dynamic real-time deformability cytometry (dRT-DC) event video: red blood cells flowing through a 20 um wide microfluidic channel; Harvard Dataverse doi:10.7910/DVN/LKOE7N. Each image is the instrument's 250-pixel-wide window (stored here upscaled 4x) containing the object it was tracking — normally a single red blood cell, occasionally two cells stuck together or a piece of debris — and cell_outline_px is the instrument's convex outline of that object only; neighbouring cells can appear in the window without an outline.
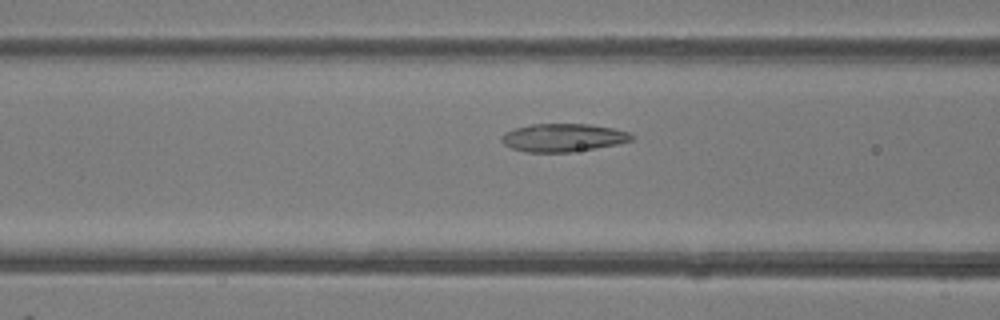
{"species": "common noctule bat (a hibernating species)", "species_latin": "Nyctalus noctula", "temperature_condition": "room temperature", "stored_images_in_passage": 33, "camera_frame_rate_fps": 3000, "um_per_image_px": 0.085, "animal": {"sex": "female"}, "frame": {"image": 1, "passage_image": 4, "time_ms": 1.0, "image_size_px": [1000, 320], "cell_outline_px": [[636, 136], [632, 140], [620, 144], [572, 152], [528, 152], [512, 148], [504, 144], [500, 140], [500, 136], [504, 132], [516, 128], [532, 124], [588, 124], [612, 128], [628, 132]], "centroid_in_image_um": [47.88, 11.7], "position_along_channel_um": 118.7, "area_um2": 21.33}}
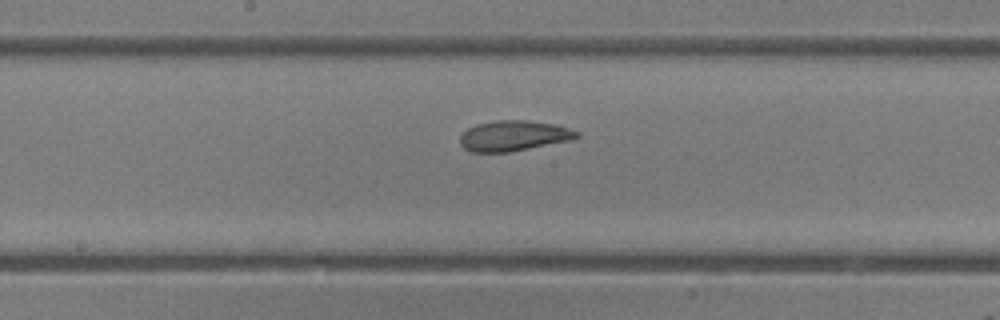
{"frame": {"image": 2, "passage_image": 10, "time_ms": 3.0, "image_size_px": [1000, 320], "cell_outline_px": [[580, 136], [572, 140], [508, 152], [472, 152], [464, 148], [460, 144], [460, 136], [468, 128], [476, 124], [496, 120], [528, 120], [552, 124], [580, 132]], "centroid_in_image_um": [43.65, 11.54], "position_along_channel_um": 204.6, "area_um2": 20.58}}
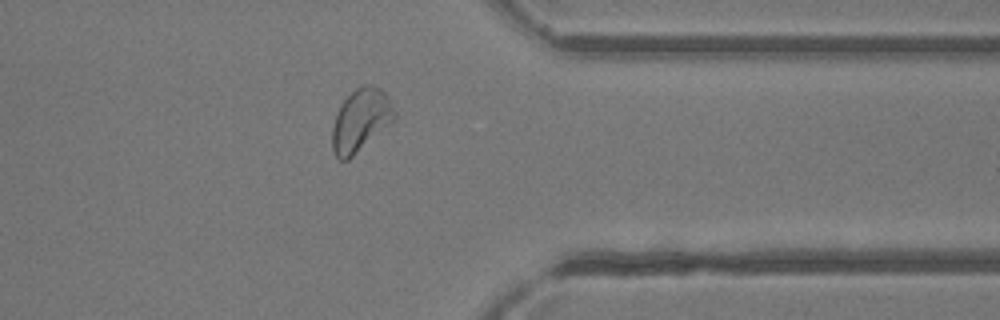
{"frame": {"image": 3, "passage_image": 23, "time_ms": 7.333, "image_size_px": [1000, 320], "cell_outline_px": [[396, 120], [348, 160], [340, 160], [332, 152], [332, 124], [340, 104], [360, 84], [372, 84], [380, 88], [384, 92], [396, 112]], "centroid_in_image_um": [30.66, 10.22], "position_along_channel_um": 380.7, "area_um2": 22.95}}